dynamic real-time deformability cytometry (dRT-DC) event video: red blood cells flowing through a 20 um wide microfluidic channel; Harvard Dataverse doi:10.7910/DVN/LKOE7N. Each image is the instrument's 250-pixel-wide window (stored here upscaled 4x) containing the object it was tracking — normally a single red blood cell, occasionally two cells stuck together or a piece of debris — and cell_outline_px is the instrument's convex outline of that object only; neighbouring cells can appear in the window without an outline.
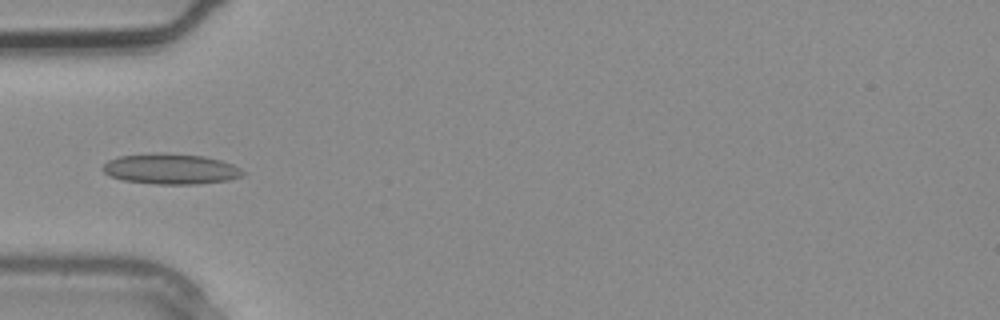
{"species": "common noctule bat (a hibernating species)", "species_latin": "Nyctalus noctula", "temperature_condition": "warm", "stored_images_in_passage": 2, "camera_frame_rate_fps": 3000, "um_per_image_px": 0.085, "animal": {"sex": "male", "body_mass_g": 20.4}, "frame": {"image": 1, "passage_image": 2, "time_ms": 0.333, "image_size_px": [1000, 320], "cell_outline_px": [[244, 176], [228, 180], [196, 184], [156, 184], [124, 180], [112, 176], [104, 172], [100, 168], [108, 160], [120, 156], [160, 152], [164, 152], [204, 156], [220, 160], [232, 164], [240, 168], [244, 172]], "centroid_in_image_um": [14.52, 14.35], "position_along_channel_um": 70.5, "area_um2": 24.91}}